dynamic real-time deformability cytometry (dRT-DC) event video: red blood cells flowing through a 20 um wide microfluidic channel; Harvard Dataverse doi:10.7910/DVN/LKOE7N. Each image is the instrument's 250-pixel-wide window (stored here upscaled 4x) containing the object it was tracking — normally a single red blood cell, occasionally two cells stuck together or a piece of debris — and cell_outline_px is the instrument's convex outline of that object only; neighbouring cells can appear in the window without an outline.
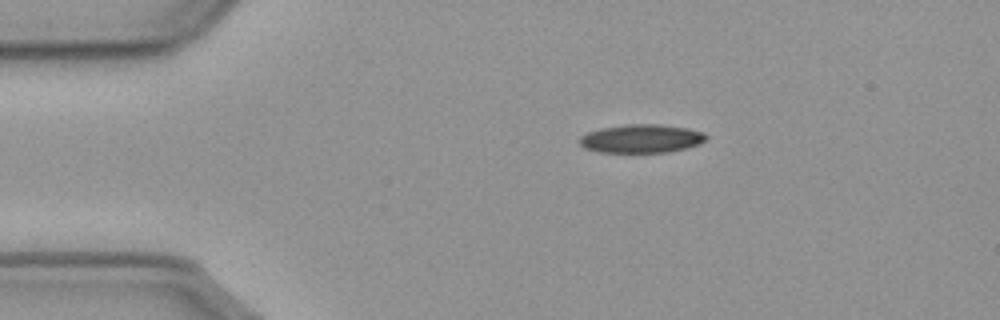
{"species": "common noctule bat (a hibernating species)", "species_latin": "Nyctalus noctula", "temperature_condition": "cold", "stored_images_in_passage": 47, "camera_frame_rate_fps": 3000, "um_per_image_px": 0.085, "animal": {"sex": "male", "body_mass_g": 23.1, "forearm_length_mm": 52.7}, "frame": {"image": 1, "passage_image": 1, "time_ms": 0.0, "image_size_px": [1000, 320], "cell_outline_px": [[708, 136], [700, 144], [688, 148], [668, 152], [596, 152], [584, 148], [580, 144], [580, 136], [588, 132], [600, 128], [628, 124], [656, 124], [684, 128], [704, 132]], "centroid_in_image_um": [54.5, 11.79], "position_along_channel_um": 30.5, "area_um2": 20.98}}
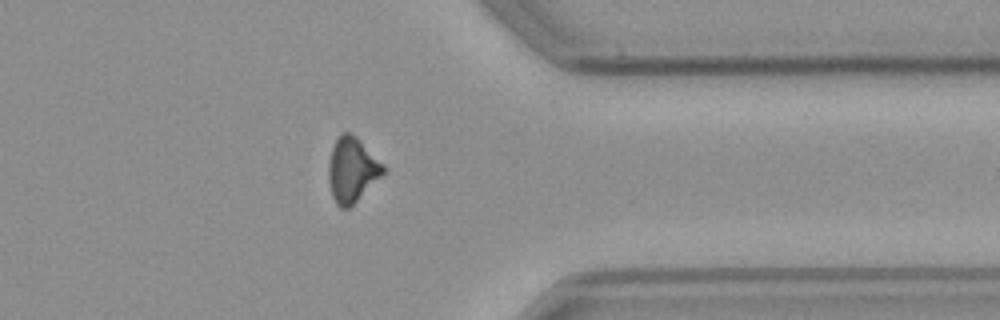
{"frame": {"image": 2, "passage_image": 35, "time_ms": 11.333, "image_size_px": [1000, 320], "cell_outline_px": [[384, 172], [348, 208], [340, 208], [336, 204], [332, 196], [328, 180], [328, 164], [332, 148], [340, 132], [348, 132], [356, 136], [384, 164]], "centroid_in_image_um": [29.89, 14.4], "position_along_channel_um": 381.5, "area_um2": 20.29}}
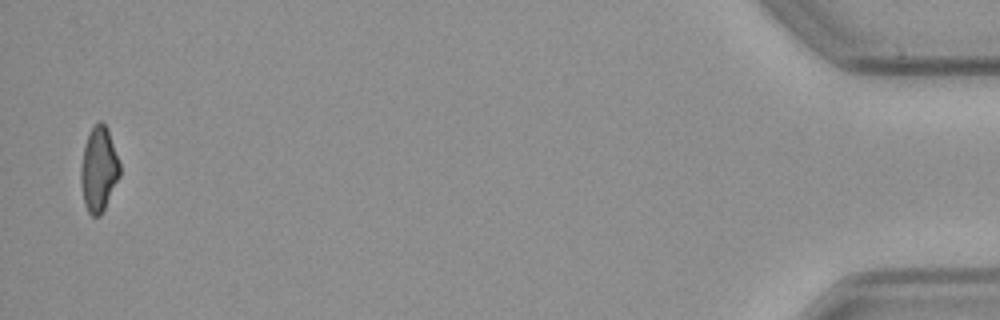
{"frame": {"image": 3, "passage_image": 46, "time_ms": 15.0, "image_size_px": [1000, 320], "cell_outline_px": [[120, 176], [100, 216], [92, 216], [88, 212], [84, 204], [80, 184], [80, 168], [84, 144], [96, 120], [100, 120], [108, 128], [120, 164]], "centroid_in_image_um": [8.38, 14.37], "position_along_channel_um": 426.8, "area_um2": 19.36}}